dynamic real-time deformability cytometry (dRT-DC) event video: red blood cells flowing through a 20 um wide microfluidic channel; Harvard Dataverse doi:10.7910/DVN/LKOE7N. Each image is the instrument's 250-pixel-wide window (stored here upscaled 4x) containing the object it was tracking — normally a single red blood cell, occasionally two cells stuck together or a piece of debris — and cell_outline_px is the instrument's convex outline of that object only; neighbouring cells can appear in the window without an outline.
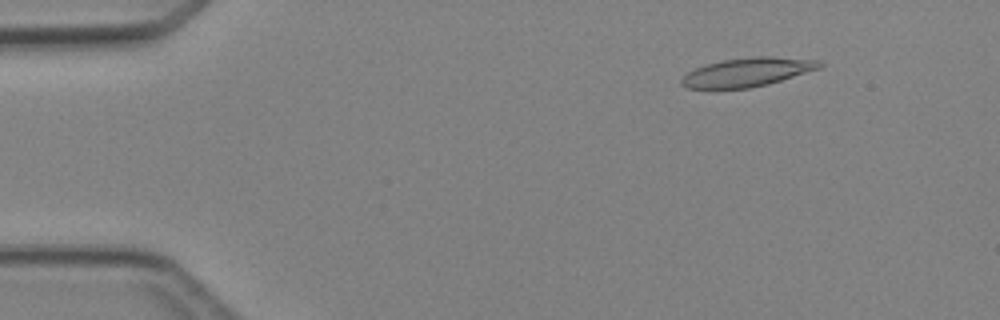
{"species": "Egyptian fruit bat (a non-hibernating species)", "species_latin": "Rousettus aegyptiacus", "temperature_condition": "cold", "stored_images_in_passage": 4, "camera_frame_rate_fps": 3000, "um_per_image_px": 0.085, "animal": {"sex": "female"}, "frame": {"image": 1, "passage_image": 2, "time_ms": 1.333, "image_size_px": [1000, 320], "cell_outline_px": [[824, 64], [820, 68], [768, 84], [748, 88], [688, 88], [680, 84], [680, 80], [688, 72], [704, 64], [724, 60], [752, 56], [772, 56], [820, 60]], "centroid_in_image_um": [63.54, 6.12], "position_along_channel_um": 21.5, "area_um2": 23.06}}